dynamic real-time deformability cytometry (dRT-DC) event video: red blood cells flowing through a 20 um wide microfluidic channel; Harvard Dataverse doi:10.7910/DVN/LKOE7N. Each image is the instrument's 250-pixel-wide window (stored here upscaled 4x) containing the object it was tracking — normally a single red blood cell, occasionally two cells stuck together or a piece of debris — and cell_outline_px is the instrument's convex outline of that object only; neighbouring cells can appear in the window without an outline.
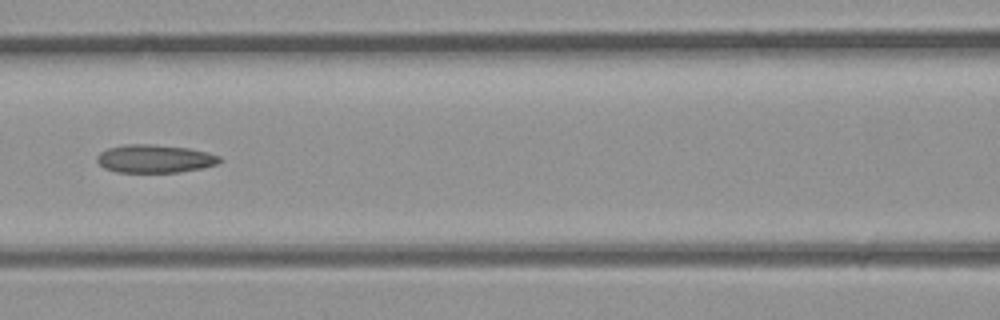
{"species": "common noctule bat (a hibernating species)", "species_latin": "Nyctalus noctula", "temperature_condition": "room temperature", "stored_images_in_passage": 5, "camera_frame_rate_fps": 3000, "um_per_image_px": 0.085, "animal": {"sex": "male", "body_mass_g": 23.1, "forearm_length_mm": 52.7}, "frame": {"image": 1, "passage_image": 5, "time_ms": 1.333, "image_size_px": [1000, 320], "cell_outline_px": [[224, 160], [216, 164], [204, 168], [180, 172], [116, 172], [104, 168], [96, 160], [96, 156], [100, 152], [108, 148], [124, 144], [152, 144], [188, 148], [208, 152], [220, 156]], "centroid_in_image_um": [13.17, 13.49], "position_along_channel_um": 153.4, "area_um2": 20.29}}